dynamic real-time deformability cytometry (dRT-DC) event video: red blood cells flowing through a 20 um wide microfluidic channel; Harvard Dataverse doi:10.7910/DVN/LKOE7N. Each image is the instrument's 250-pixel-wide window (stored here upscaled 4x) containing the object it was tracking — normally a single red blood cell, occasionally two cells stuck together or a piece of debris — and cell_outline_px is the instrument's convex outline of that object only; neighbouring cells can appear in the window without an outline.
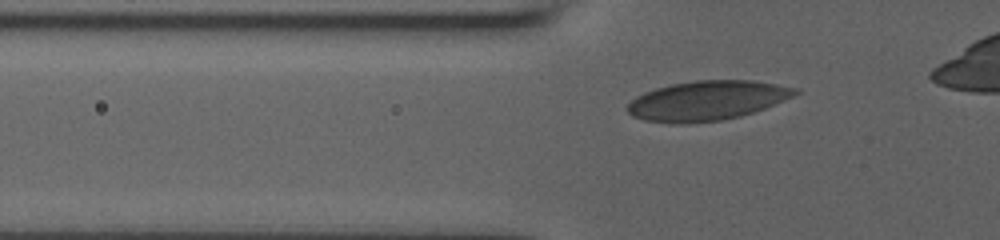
{"species": "human", "species_latin": "Homo sapiens", "temperature_condition": "room temperature", "stored_images_in_passage": 39, "camera_frame_rate_fps": 3000, "um_per_image_px": 0.085, "donor": {"sex": "male"}, "frame": {"image": 1, "passage_image": 2, "time_ms": 0.333, "image_size_px": [1000, 240], "cell_outline_px": [[800, 92], [784, 100], [764, 108], [740, 116], [720, 120], [688, 124], [676, 124], [644, 120], [632, 116], [624, 108], [636, 96], [644, 92], [656, 88], [672, 84], [696, 80], [752, 80], [800, 88]], "centroid_in_image_um": [60.07, 8.55], "position_along_channel_um": 65.7, "area_um2": 38.73}}
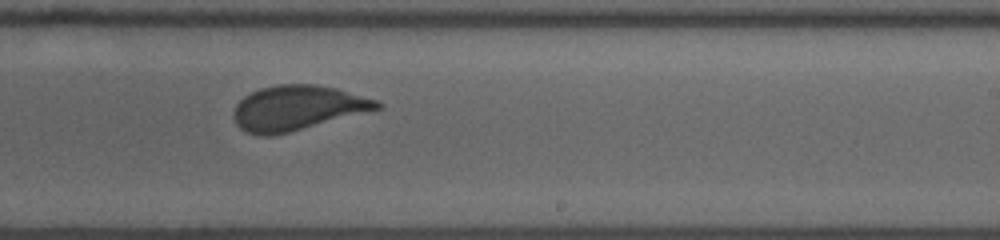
{"frame": {"image": 2, "passage_image": 22, "time_ms": 5.667, "image_size_px": [1000, 240], "cell_outline_px": [[384, 108], [288, 132], [268, 136], [260, 136], [248, 132], [240, 128], [236, 124], [236, 104], [244, 96], [260, 88], [280, 84], [316, 84], [336, 88], [376, 100], [384, 104]], "centroid_in_image_um": [25.32, 9.16], "position_along_channel_um": 263.7, "area_um2": 37.05}}
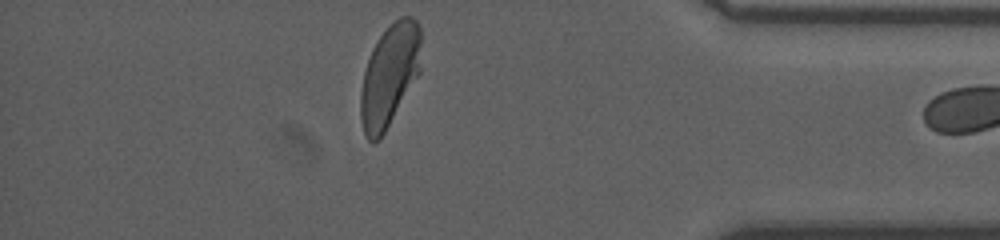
{"frame": {"image": 3, "passage_image": 36, "time_ms": 10.0, "image_size_px": [1000, 240], "cell_outline_px": [[420, 72], [380, 140], [372, 144], [364, 136], [360, 116], [360, 92], [364, 72], [372, 48], [380, 36], [400, 16], [412, 16], [416, 20], [420, 28]], "centroid_in_image_um": [33.09, 6.45], "position_along_channel_um": 402.1, "area_um2": 35.95}}